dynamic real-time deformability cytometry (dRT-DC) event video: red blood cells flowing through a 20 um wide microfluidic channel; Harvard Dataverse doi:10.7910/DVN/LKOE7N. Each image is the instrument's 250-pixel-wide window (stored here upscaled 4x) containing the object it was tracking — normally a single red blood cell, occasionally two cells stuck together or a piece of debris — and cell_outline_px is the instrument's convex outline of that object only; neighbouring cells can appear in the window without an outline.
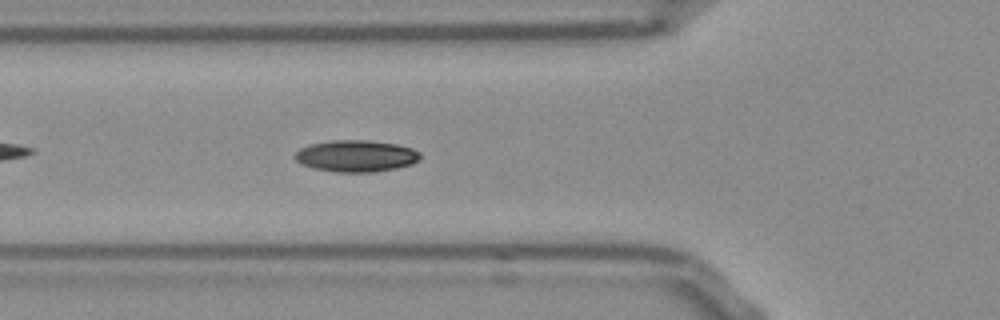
{"species": "Egyptian fruit bat (a non-hibernating species)", "species_latin": "Rousettus aegyptiacus", "temperature_condition": "room temperature", "stored_images_in_passage": 41, "camera_frame_rate_fps": 3000, "um_per_image_px": 0.085, "frame": {"image": 1, "passage_image": 7, "time_ms": 2.0, "image_size_px": [1000, 320], "cell_outline_px": [[420, 160], [412, 164], [396, 168], [376, 172], [336, 172], [312, 168], [300, 164], [292, 156], [300, 148], [312, 144], [332, 140], [368, 140], [396, 144], [412, 148], [420, 152]], "centroid_in_image_um": [30.26, 13.26], "position_along_channel_um": 95.5, "area_um2": 23.29}}
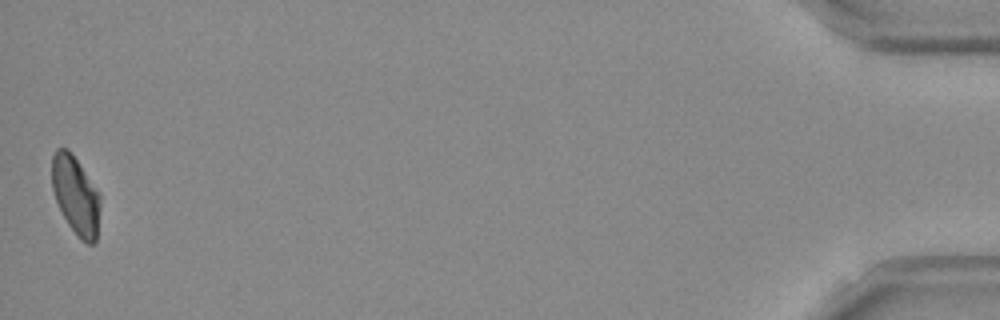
{"frame": {"image": 2, "passage_image": 41, "time_ms": 13.333, "image_size_px": [1000, 320], "cell_outline_px": [[100, 208], [96, 240], [92, 244], [88, 244], [80, 240], [68, 224], [56, 200], [52, 188], [52, 156], [56, 148], [64, 148], [76, 160], [100, 196]], "centroid_in_image_um": [6.43, 16.66], "position_along_channel_um": 428.8, "area_um2": 21.44}, "authors_computed_cell_mechanics": {"area_um2": 22.253, "velocity_mm_per_s": 3.8062, "shape_relaxation_time_tau1_ms": 7.9768, "shape_relaxation_time_tau2_ms": 4.4124, "deformation_change_tau1": 0.1536, "deformation_change_tau2": 0.0724}}